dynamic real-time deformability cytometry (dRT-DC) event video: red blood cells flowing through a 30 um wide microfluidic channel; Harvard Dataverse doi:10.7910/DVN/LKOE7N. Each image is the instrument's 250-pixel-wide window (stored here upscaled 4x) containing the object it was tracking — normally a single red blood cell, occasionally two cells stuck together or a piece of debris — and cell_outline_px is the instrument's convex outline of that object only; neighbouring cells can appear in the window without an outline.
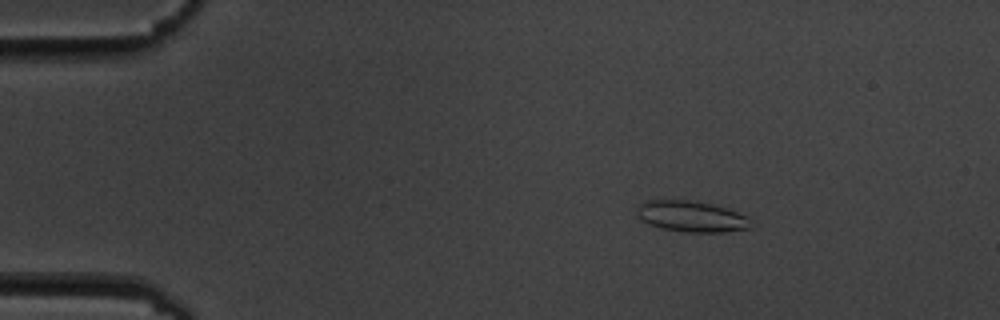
{"species": "common noctule bat (a hibernating species)", "species_latin": "Nyctalus noctula", "temperature_condition": "cold", "stored_images_in_passage": 6, "camera_frame_rate_fps": 3000, "um_per_image_px": 0.085, "animal": {"sex": "male", "body_mass_g": 19.5, "forearm_length_mm": 54.6}, "frame": {"image": 1, "passage_image": 3, "time_ms": 2.333, "image_size_px": [1000, 320], "cell_outline_px": [[752, 228], [724, 232], [684, 232], [660, 228], [648, 224], [636, 212], [640, 204], [656, 196], [660, 196], [696, 200], [712, 204], [748, 216]], "centroid_in_image_um": [58.72, 18.35], "position_along_channel_um": 26.3, "area_um2": 21.27}}